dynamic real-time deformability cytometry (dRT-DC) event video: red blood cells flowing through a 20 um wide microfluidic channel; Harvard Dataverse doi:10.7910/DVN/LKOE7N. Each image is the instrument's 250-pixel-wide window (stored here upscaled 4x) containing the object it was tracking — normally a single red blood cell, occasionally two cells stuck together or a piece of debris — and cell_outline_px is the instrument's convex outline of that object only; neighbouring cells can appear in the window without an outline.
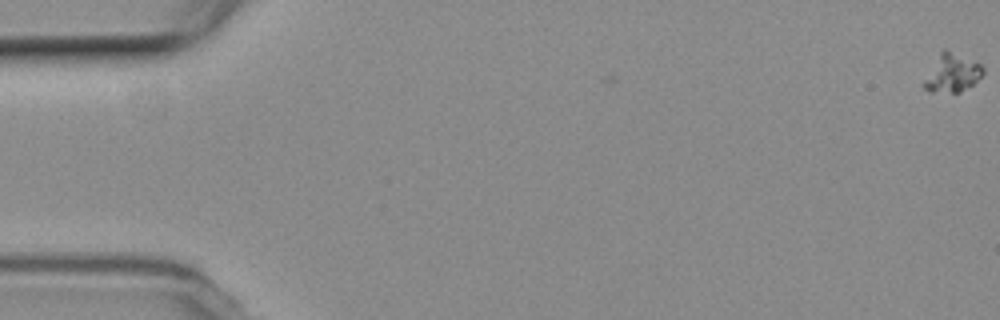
{"species": "common noctule bat (a hibernating species)", "species_latin": "Nyctalus noctula", "temperature_condition": "room temperature", "stored_images_in_passage": 2, "camera_frame_rate_fps": 3000, "um_per_image_px": 0.085, "animal": {"sex": "female", "body_mass_g": 19.3, "forearm_length_mm": 54.1}, "frame": {"image": 1, "passage_image": 2, "time_ms": 0.333, "image_size_px": [1000, 320], "cell_outline_px": [[984, 72], [972, 84], [960, 92], [932, 92], [924, 88], [920, 84], [940, 52], [944, 48], [980, 64], [984, 68]], "centroid_in_image_um": [80.87, 6.22], "position_along_channel_um": 4.1, "area_um2": 12.95}}